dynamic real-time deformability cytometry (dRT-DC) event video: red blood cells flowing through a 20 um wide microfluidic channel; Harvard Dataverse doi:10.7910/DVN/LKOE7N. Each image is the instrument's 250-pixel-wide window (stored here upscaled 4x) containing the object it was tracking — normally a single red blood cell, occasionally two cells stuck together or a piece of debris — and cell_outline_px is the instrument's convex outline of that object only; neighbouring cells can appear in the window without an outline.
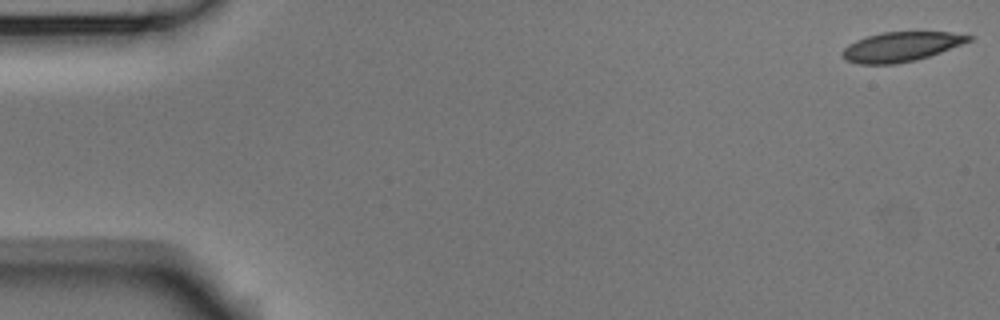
{"species": "Egyptian fruit bat (a non-hibernating species)", "species_latin": "Rousettus aegyptiacus", "temperature_condition": "room temperature", "stored_images_in_passage": 50, "camera_frame_rate_fps": 3000, "um_per_image_px": 0.085, "animal": {"sex": "male"}, "frame": {"image": 1, "passage_image": 1, "time_ms": 0.0, "image_size_px": [1000, 320], "cell_outline_px": [[972, 40], [940, 52], [916, 60], [896, 64], [860, 64], [844, 60], [840, 56], [840, 52], [848, 44], [856, 40], [880, 32], [948, 32], [972, 36]], "centroid_in_image_um": [76.51, 3.98], "position_along_channel_um": 8.5, "area_um2": 21.73}}
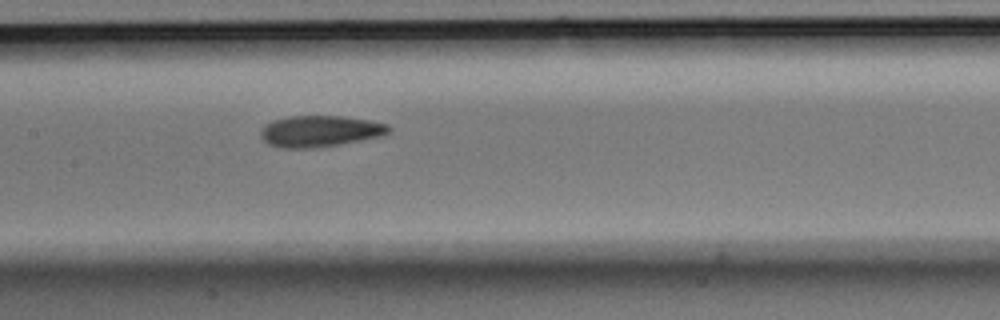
{"frame": {"image": 2, "passage_image": 26, "time_ms": 8.333, "image_size_px": [1000, 320], "cell_outline_px": [[392, 132], [380, 136], [340, 144], [312, 148], [284, 148], [268, 144], [260, 136], [260, 132], [264, 124], [272, 120], [288, 116], [340, 116], [368, 120], [388, 124], [392, 128]], "centroid_in_image_um": [27.19, 11.14], "position_along_channel_um": 180.2, "area_um2": 23.41}}
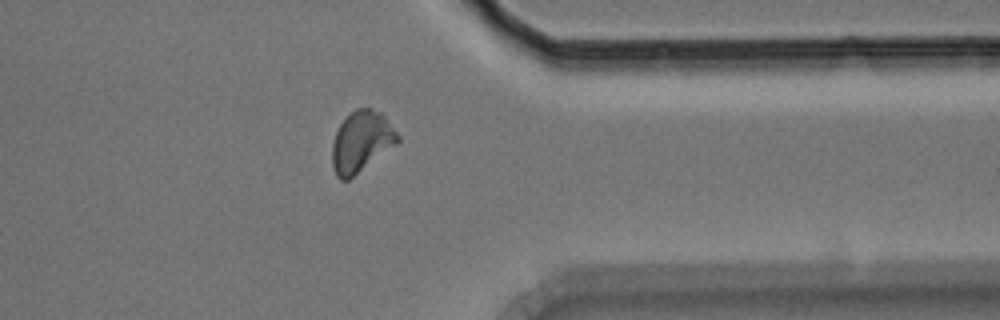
{"frame": {"image": 3, "passage_image": 43, "time_ms": 14.0, "image_size_px": [1000, 320], "cell_outline_px": [[400, 140], [396, 144], [348, 180], [340, 180], [336, 176], [332, 164], [332, 144], [336, 132], [340, 124], [356, 108], [372, 108], [380, 112], [384, 116], [400, 136]], "centroid_in_image_um": [30.7, 12.04], "position_along_channel_um": 380.7, "area_um2": 22.95}}